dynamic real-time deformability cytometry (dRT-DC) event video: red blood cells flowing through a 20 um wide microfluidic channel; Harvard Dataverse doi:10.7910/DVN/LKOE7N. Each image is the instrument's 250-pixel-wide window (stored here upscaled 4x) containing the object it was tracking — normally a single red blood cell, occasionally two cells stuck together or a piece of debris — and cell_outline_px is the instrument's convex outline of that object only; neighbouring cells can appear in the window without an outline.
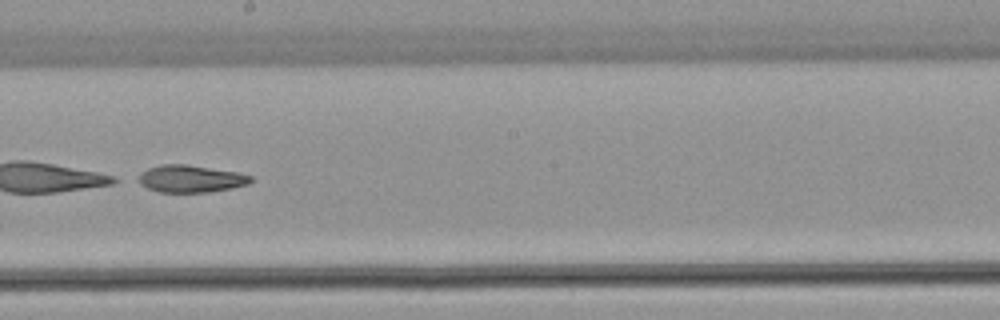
{"species": "common noctule bat (a hibernating species)", "species_latin": "Nyctalus noctula", "temperature_condition": "warm", "stored_images_in_passage": 52, "camera_frame_rate_fps": 3000, "um_per_image_px": 0.085, "animal": {"sex": "female", "body_mass_g": 22.7, "forearm_length_mm": 54.2}, "frame": {"image": 1, "passage_image": 30, "time_ms": 9.667, "image_size_px": [1000, 320], "cell_outline_px": [[252, 180], [248, 184], [232, 188], [208, 192], [160, 192], [148, 188], [132, 180], [132, 176], [148, 168], [160, 164], [188, 164], [240, 172], [252, 176]], "centroid_in_image_um": [16.12, 15.18], "position_along_channel_um": 232.1, "area_um2": 18.38}}